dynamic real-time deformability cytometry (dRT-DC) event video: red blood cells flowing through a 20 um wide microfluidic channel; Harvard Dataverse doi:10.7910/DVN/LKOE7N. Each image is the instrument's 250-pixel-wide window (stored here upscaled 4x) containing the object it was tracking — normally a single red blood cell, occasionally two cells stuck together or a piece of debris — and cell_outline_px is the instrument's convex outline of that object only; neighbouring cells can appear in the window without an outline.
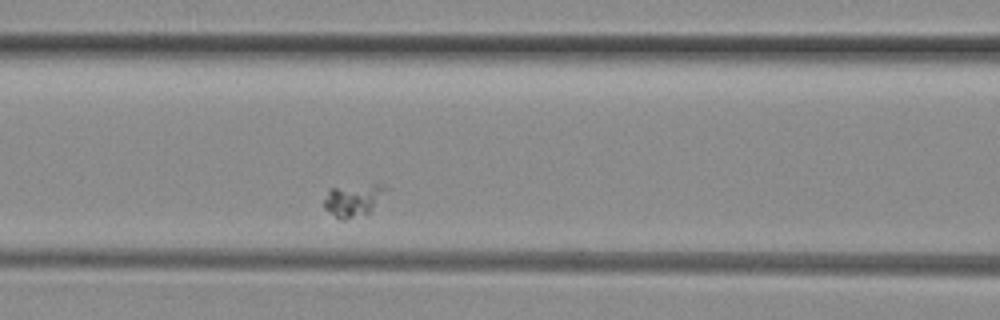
{"species": "common noctule bat (a hibernating species)", "species_latin": "Nyctalus noctula", "temperature_condition": "room temperature", "stored_images_in_passage": 42, "segment_of_instrument_passage": [1, 2], "camera_frame_rate_fps": 3000, "um_per_image_px": 0.085, "animal": {"sex": "female", "body_mass_g": 29.2, "forearm_length_mm": 56.3}, "frame": {"image": 1, "passage_image": 10, "time_ms": 3.0, "image_size_px": [1000, 320], "cell_outline_px": [[388, 188], [368, 216], [344, 220], [340, 220], [324, 208], [324, 200], [328, 188], [372, 184], [380, 184]], "centroid_in_image_um": [30.03, 17.04], "position_along_channel_um": 136.6, "area_um2": 11.96}}
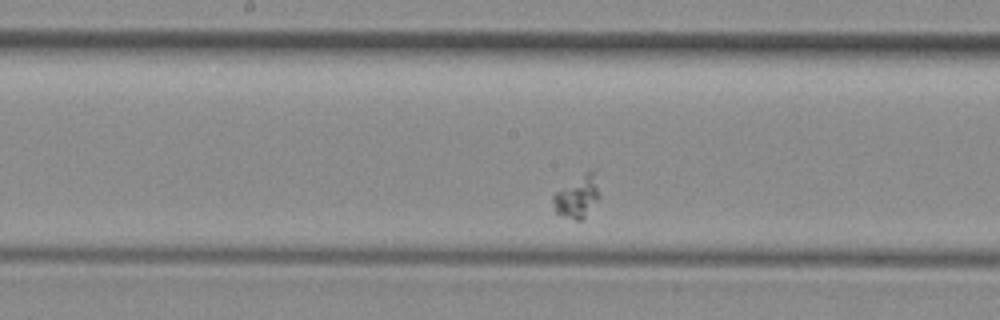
{"frame": {"image": 2, "passage_image": 15, "time_ms": 4.667, "image_size_px": [1000, 320], "cell_outline_px": [[600, 196], [584, 220], [576, 220], [560, 216], [556, 212], [552, 200], [552, 196], [556, 192], [588, 168], [596, 168]], "centroid_in_image_um": [49.12, 16.66], "position_along_channel_um": 199.1, "area_um2": 11.91}}
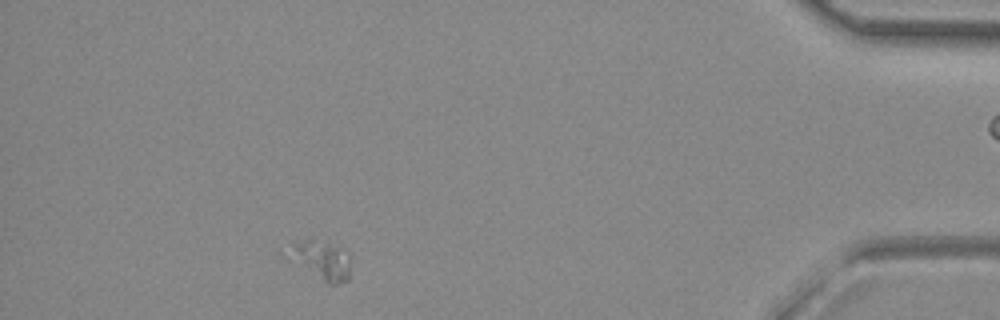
{"frame": {"image": 3, "passage_image": 36, "time_ms": 11.667, "image_size_px": [1000, 320], "cell_outline_px": [[348, 280], [336, 284], [328, 284], [288, 252], [292, 244], [308, 240], [312, 240], [328, 244], [336, 248], [348, 256]], "centroid_in_image_um": [27.39, 22.13], "position_along_channel_um": 407.8, "area_um2": 12.2}}